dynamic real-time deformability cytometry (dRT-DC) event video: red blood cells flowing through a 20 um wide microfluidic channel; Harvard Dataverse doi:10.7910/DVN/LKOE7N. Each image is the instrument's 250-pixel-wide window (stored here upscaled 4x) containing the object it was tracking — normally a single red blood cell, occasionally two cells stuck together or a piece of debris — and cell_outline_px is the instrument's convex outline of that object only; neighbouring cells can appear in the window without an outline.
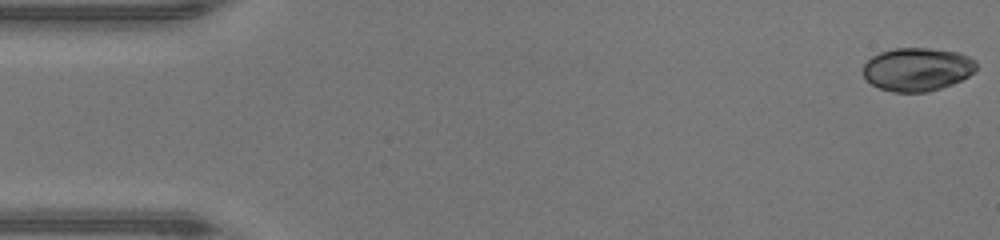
{"species": "human", "species_latin": "Homo sapiens", "temperature_condition": "warm", "stored_images_in_passage": 46, "camera_frame_rate_fps": 3000, "um_per_image_px": 0.085, "donor": {"sex": "male"}, "frame": {"image": 1, "passage_image": 1, "time_ms": 0.0, "image_size_px": [1000, 240], "cell_outline_px": [[976, 72], [952, 84], [928, 92], [892, 92], [880, 88], [872, 84], [864, 76], [864, 64], [872, 56], [880, 52], [896, 48], [932, 48], [960, 52], [976, 60]], "centroid_in_image_um": [78.0, 5.88], "position_along_channel_um": 7.0, "area_um2": 28.67}}
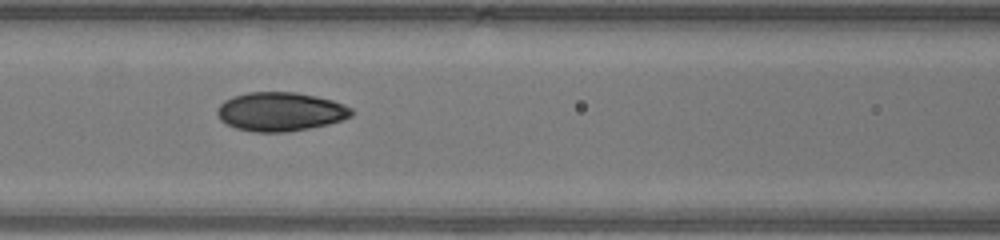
{"frame": {"image": 2, "passage_image": 20, "time_ms": 6.333, "image_size_px": [1000, 240], "cell_outline_px": [[352, 116], [328, 124], [288, 132], [256, 132], [236, 128], [220, 120], [216, 112], [216, 108], [224, 100], [232, 96], [248, 92], [296, 92], [316, 96], [332, 100], [344, 104], [352, 108]], "centroid_in_image_um": [23.81, 9.48], "position_along_channel_um": 142.8, "area_um2": 30.46}}
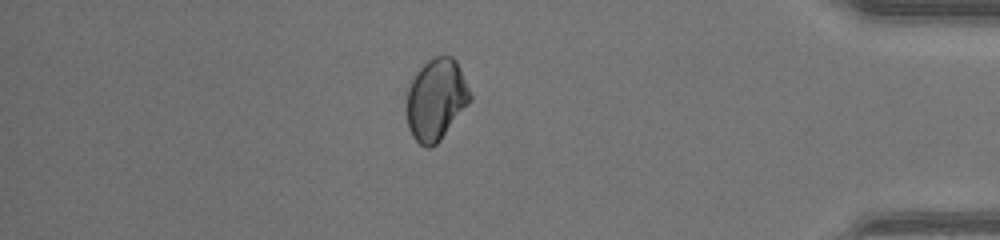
{"frame": {"image": 3, "passage_image": 40, "time_ms": 13.0, "image_size_px": [1000, 240], "cell_outline_px": [[472, 100], [440, 140], [436, 144], [428, 148], [420, 144], [412, 136], [408, 128], [408, 88], [416, 72], [428, 60], [436, 56], [452, 56], [456, 60], [460, 68], [472, 96]], "centroid_in_image_um": [37.09, 8.45], "position_along_channel_um": 398.1, "area_um2": 29.82}, "authors_computed_cell_mechanics": {"area_um2": 29.7959, "velocity_mm_per_s": 4.4597, "shape_relaxation_time_tau1_ms": 8.6124, "shape_relaxation_time_tau2_ms": 1.5373, "deformation_change_tau1": 0.1873, "deformation_change_tau2": 0.0432}}